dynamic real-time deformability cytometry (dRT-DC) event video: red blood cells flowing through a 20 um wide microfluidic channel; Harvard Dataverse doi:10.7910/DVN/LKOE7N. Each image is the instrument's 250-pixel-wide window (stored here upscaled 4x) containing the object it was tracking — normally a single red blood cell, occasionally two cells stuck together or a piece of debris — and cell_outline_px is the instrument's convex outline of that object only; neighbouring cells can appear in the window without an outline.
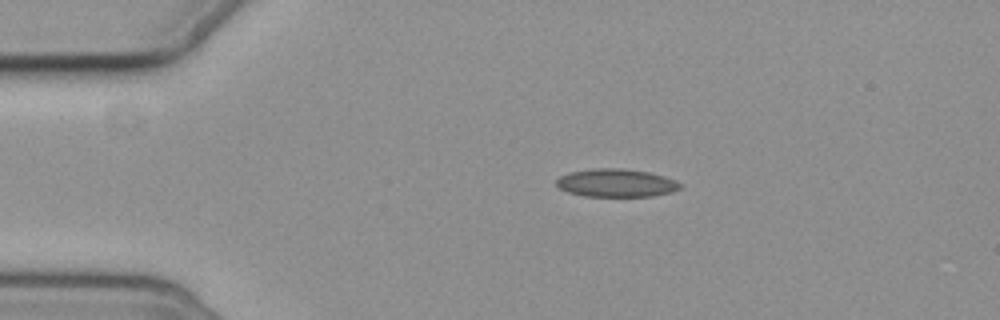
{"species": "common noctule bat (a hibernating species)", "species_latin": "Nyctalus noctula", "temperature_condition": "cold", "stored_images_in_passage": 5, "camera_frame_rate_fps": 3000, "um_per_image_px": 0.085, "animal": {"sex": "female", "body_mass_g": 19.3, "forearm_length_mm": 54.1}, "frame": {"image": 1, "passage_image": 1, "time_ms": 0.0, "image_size_px": [1000, 320], "cell_outline_px": [[684, 184], [680, 188], [672, 192], [652, 196], [584, 196], [568, 192], [560, 188], [556, 184], [556, 180], [560, 176], [568, 172], [592, 168], [624, 168], [648, 172], [664, 176], [676, 180]], "centroid_in_image_um": [52.39, 15.54], "position_along_channel_um": 32.6, "area_um2": 20.4}}
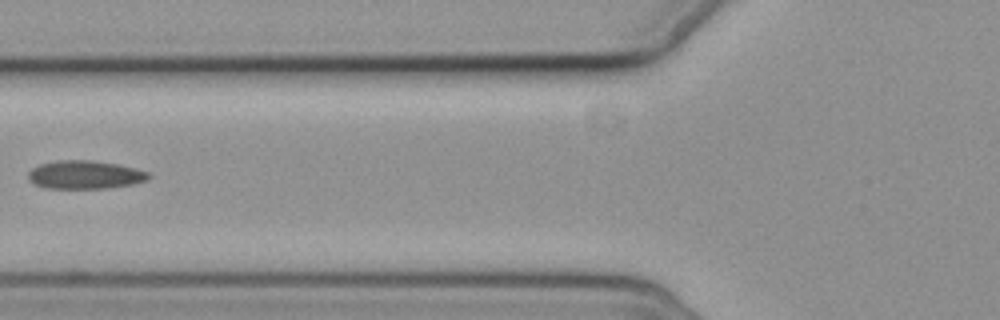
{"frame": {"image": 2, "passage_image": 4, "time_ms": 3.667, "image_size_px": [1000, 320], "cell_outline_px": [[152, 176], [148, 180], [132, 184], [108, 188], [44, 188], [32, 184], [28, 180], [28, 172], [32, 168], [40, 164], [60, 160], [92, 160], [116, 164], [136, 168], [148, 172]], "centroid_in_image_um": [7.21, 14.86], "position_along_channel_um": 118.6, "area_um2": 20.0}}
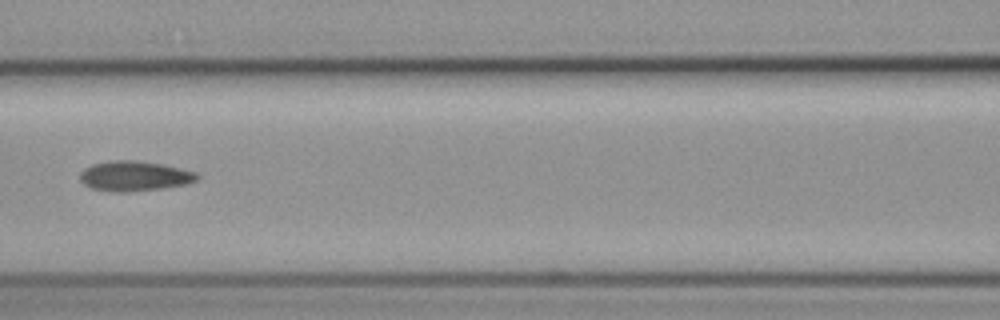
{"frame": {"image": 3, "passage_image": 5, "time_ms": 4.667, "image_size_px": [1000, 320], "cell_outline_px": [[200, 176], [196, 180], [188, 184], [160, 188], [128, 192], [112, 192], [92, 188], [84, 184], [80, 180], [80, 172], [84, 168], [92, 164], [108, 160], [136, 160], [164, 164], [196, 172]], "centroid_in_image_um": [11.41, 14.95], "position_along_channel_um": 155.2, "area_um2": 20.63}}